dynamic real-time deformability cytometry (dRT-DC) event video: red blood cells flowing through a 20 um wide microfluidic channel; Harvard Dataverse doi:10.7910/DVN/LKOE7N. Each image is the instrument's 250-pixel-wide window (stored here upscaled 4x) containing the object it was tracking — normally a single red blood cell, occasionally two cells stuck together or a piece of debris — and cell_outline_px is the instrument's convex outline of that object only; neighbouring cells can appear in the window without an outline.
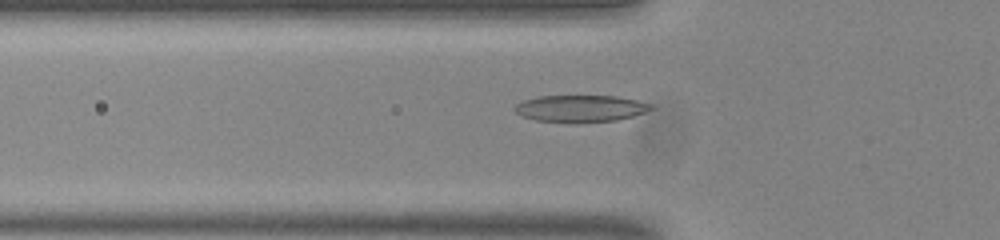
{"species": "common noctule bat (a hibernating species)", "species_latin": "Nyctalus noctula", "temperature_condition": "room temperature", "stored_images_in_passage": 41, "camera_frame_rate_fps": 3000, "um_per_image_px": 0.085, "animal": {"sex": "male", "body_mass_g": 20.0, "forearm_length_mm": 53.3}, "frame": {"image": 1, "passage_image": 6, "time_ms": 1.667, "image_size_px": [1000, 240], "cell_outline_px": [[656, 108], [632, 116], [616, 120], [576, 124], [568, 124], [536, 120], [520, 116], [512, 108], [516, 104], [524, 100], [540, 96], [616, 96], [636, 100], [652, 104]], "centroid_in_image_um": [49.32, 9.25], "position_along_channel_um": 76.5, "area_um2": 21.79}}
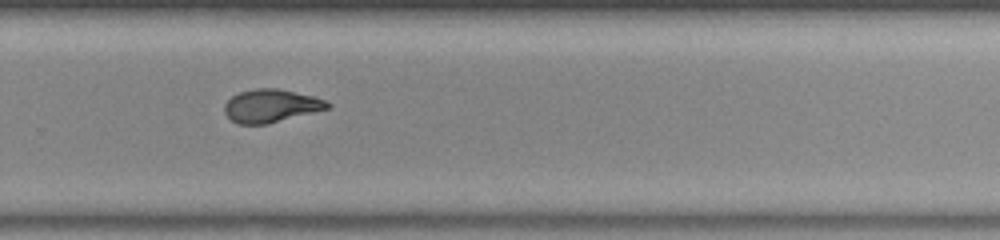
{"frame": {"image": 2, "passage_image": 24, "time_ms": 7.667, "image_size_px": [1000, 240], "cell_outline_px": [[332, 108], [268, 124], [240, 124], [232, 120], [224, 112], [224, 104], [232, 96], [240, 92], [256, 88], [280, 88], [312, 96], [324, 100], [332, 104]], "centroid_in_image_um": [23.07, 8.99], "position_along_channel_um": 306.7, "area_um2": 19.94}}
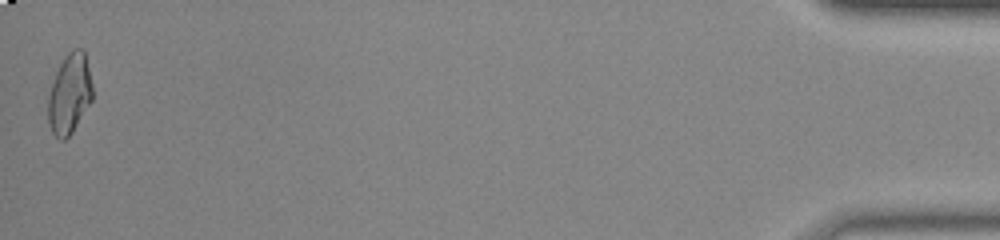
{"frame": {"image": 3, "passage_image": 41, "time_ms": 13.333, "image_size_px": [1000, 240], "cell_outline_px": [[92, 100], [72, 132], [64, 140], [60, 140], [52, 132], [48, 120], [48, 96], [56, 72], [64, 56], [72, 48], [84, 48], [92, 84]], "centroid_in_image_um": [5.91, 7.95], "position_along_channel_um": 429.3, "area_um2": 20.63}, "authors_computed_cell_mechanics": {"area_um2": 20.23, "velocity_mm_per_s": 3.835, "shape_relaxation_time_tau1_ms": null, "shape_relaxation_time_tau2_ms": 1.7062, "deformation_change_tau1": null, "deformation_change_tau2": 0.0743}}